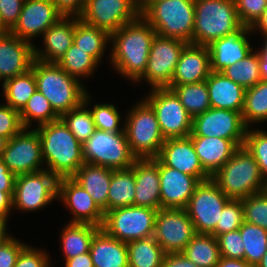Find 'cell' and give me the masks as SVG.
<instances>
[{
	"instance_id": "cell-18",
	"label": "cell",
	"mask_w": 267,
	"mask_h": 267,
	"mask_svg": "<svg viewBox=\"0 0 267 267\" xmlns=\"http://www.w3.org/2000/svg\"><path fill=\"white\" fill-rule=\"evenodd\" d=\"M57 202L69 212L70 223L92 224L102 227L104 212L90 194L72 177L60 178L57 183Z\"/></svg>"
},
{
	"instance_id": "cell-29",
	"label": "cell",
	"mask_w": 267,
	"mask_h": 267,
	"mask_svg": "<svg viewBox=\"0 0 267 267\" xmlns=\"http://www.w3.org/2000/svg\"><path fill=\"white\" fill-rule=\"evenodd\" d=\"M89 253L93 267H129L127 243L109 236L102 228L94 235Z\"/></svg>"
},
{
	"instance_id": "cell-48",
	"label": "cell",
	"mask_w": 267,
	"mask_h": 267,
	"mask_svg": "<svg viewBox=\"0 0 267 267\" xmlns=\"http://www.w3.org/2000/svg\"><path fill=\"white\" fill-rule=\"evenodd\" d=\"M50 253L45 248L26 245L20 252L14 267H54Z\"/></svg>"
},
{
	"instance_id": "cell-53",
	"label": "cell",
	"mask_w": 267,
	"mask_h": 267,
	"mask_svg": "<svg viewBox=\"0 0 267 267\" xmlns=\"http://www.w3.org/2000/svg\"><path fill=\"white\" fill-rule=\"evenodd\" d=\"M27 244L11 235L0 245V267H14L21 250Z\"/></svg>"
},
{
	"instance_id": "cell-25",
	"label": "cell",
	"mask_w": 267,
	"mask_h": 267,
	"mask_svg": "<svg viewBox=\"0 0 267 267\" xmlns=\"http://www.w3.org/2000/svg\"><path fill=\"white\" fill-rule=\"evenodd\" d=\"M73 37L74 16H63L41 36L42 46L34 45L35 59L46 63H56L71 47Z\"/></svg>"
},
{
	"instance_id": "cell-59",
	"label": "cell",
	"mask_w": 267,
	"mask_h": 267,
	"mask_svg": "<svg viewBox=\"0 0 267 267\" xmlns=\"http://www.w3.org/2000/svg\"><path fill=\"white\" fill-rule=\"evenodd\" d=\"M63 267H93L89 252L75 256L74 258L63 261Z\"/></svg>"
},
{
	"instance_id": "cell-5",
	"label": "cell",
	"mask_w": 267,
	"mask_h": 267,
	"mask_svg": "<svg viewBox=\"0 0 267 267\" xmlns=\"http://www.w3.org/2000/svg\"><path fill=\"white\" fill-rule=\"evenodd\" d=\"M230 199L242 200L267 189L259 165L249 151L240 147L211 177Z\"/></svg>"
},
{
	"instance_id": "cell-54",
	"label": "cell",
	"mask_w": 267,
	"mask_h": 267,
	"mask_svg": "<svg viewBox=\"0 0 267 267\" xmlns=\"http://www.w3.org/2000/svg\"><path fill=\"white\" fill-rule=\"evenodd\" d=\"M63 16L79 17L84 10L86 0H52Z\"/></svg>"
},
{
	"instance_id": "cell-47",
	"label": "cell",
	"mask_w": 267,
	"mask_h": 267,
	"mask_svg": "<svg viewBox=\"0 0 267 267\" xmlns=\"http://www.w3.org/2000/svg\"><path fill=\"white\" fill-rule=\"evenodd\" d=\"M244 221L267 230V190L242 199Z\"/></svg>"
},
{
	"instance_id": "cell-34",
	"label": "cell",
	"mask_w": 267,
	"mask_h": 267,
	"mask_svg": "<svg viewBox=\"0 0 267 267\" xmlns=\"http://www.w3.org/2000/svg\"><path fill=\"white\" fill-rule=\"evenodd\" d=\"M135 174L132 168L113 170L107 198V211L134 205Z\"/></svg>"
},
{
	"instance_id": "cell-43",
	"label": "cell",
	"mask_w": 267,
	"mask_h": 267,
	"mask_svg": "<svg viewBox=\"0 0 267 267\" xmlns=\"http://www.w3.org/2000/svg\"><path fill=\"white\" fill-rule=\"evenodd\" d=\"M222 73L245 89L253 87L260 80L259 55L253 49L244 59L225 68Z\"/></svg>"
},
{
	"instance_id": "cell-28",
	"label": "cell",
	"mask_w": 267,
	"mask_h": 267,
	"mask_svg": "<svg viewBox=\"0 0 267 267\" xmlns=\"http://www.w3.org/2000/svg\"><path fill=\"white\" fill-rule=\"evenodd\" d=\"M211 108L242 113L246 89L227 78L222 72L211 71L205 80Z\"/></svg>"
},
{
	"instance_id": "cell-27",
	"label": "cell",
	"mask_w": 267,
	"mask_h": 267,
	"mask_svg": "<svg viewBox=\"0 0 267 267\" xmlns=\"http://www.w3.org/2000/svg\"><path fill=\"white\" fill-rule=\"evenodd\" d=\"M203 169L212 177L240 148L234 141L219 137L189 136Z\"/></svg>"
},
{
	"instance_id": "cell-19",
	"label": "cell",
	"mask_w": 267,
	"mask_h": 267,
	"mask_svg": "<svg viewBox=\"0 0 267 267\" xmlns=\"http://www.w3.org/2000/svg\"><path fill=\"white\" fill-rule=\"evenodd\" d=\"M62 17L52 0H25L17 24L10 32L34 43Z\"/></svg>"
},
{
	"instance_id": "cell-14",
	"label": "cell",
	"mask_w": 267,
	"mask_h": 267,
	"mask_svg": "<svg viewBox=\"0 0 267 267\" xmlns=\"http://www.w3.org/2000/svg\"><path fill=\"white\" fill-rule=\"evenodd\" d=\"M229 200L230 198L211 178L201 181L186 207L196 233L211 234L220 220L223 207Z\"/></svg>"
},
{
	"instance_id": "cell-20",
	"label": "cell",
	"mask_w": 267,
	"mask_h": 267,
	"mask_svg": "<svg viewBox=\"0 0 267 267\" xmlns=\"http://www.w3.org/2000/svg\"><path fill=\"white\" fill-rule=\"evenodd\" d=\"M34 45L11 32L0 33V84L32 68Z\"/></svg>"
},
{
	"instance_id": "cell-35",
	"label": "cell",
	"mask_w": 267,
	"mask_h": 267,
	"mask_svg": "<svg viewBox=\"0 0 267 267\" xmlns=\"http://www.w3.org/2000/svg\"><path fill=\"white\" fill-rule=\"evenodd\" d=\"M241 114L247 128L267 124V81L260 80L253 87L246 89Z\"/></svg>"
},
{
	"instance_id": "cell-12",
	"label": "cell",
	"mask_w": 267,
	"mask_h": 267,
	"mask_svg": "<svg viewBox=\"0 0 267 267\" xmlns=\"http://www.w3.org/2000/svg\"><path fill=\"white\" fill-rule=\"evenodd\" d=\"M188 43L177 38L155 35L144 75L135 83H147L149 89L168 88L180 54Z\"/></svg>"
},
{
	"instance_id": "cell-3",
	"label": "cell",
	"mask_w": 267,
	"mask_h": 267,
	"mask_svg": "<svg viewBox=\"0 0 267 267\" xmlns=\"http://www.w3.org/2000/svg\"><path fill=\"white\" fill-rule=\"evenodd\" d=\"M37 90L50 102L61 117L84 102L89 92L85 83L70 76L57 63L34 60L32 64Z\"/></svg>"
},
{
	"instance_id": "cell-33",
	"label": "cell",
	"mask_w": 267,
	"mask_h": 267,
	"mask_svg": "<svg viewBox=\"0 0 267 267\" xmlns=\"http://www.w3.org/2000/svg\"><path fill=\"white\" fill-rule=\"evenodd\" d=\"M1 86L0 98L3 103L20 112L28 99L37 90L33 69L5 80ZM3 95V96H2Z\"/></svg>"
},
{
	"instance_id": "cell-7",
	"label": "cell",
	"mask_w": 267,
	"mask_h": 267,
	"mask_svg": "<svg viewBox=\"0 0 267 267\" xmlns=\"http://www.w3.org/2000/svg\"><path fill=\"white\" fill-rule=\"evenodd\" d=\"M124 110V130L137 159H155L165 142L152 107L142 98ZM128 113H127V112Z\"/></svg>"
},
{
	"instance_id": "cell-16",
	"label": "cell",
	"mask_w": 267,
	"mask_h": 267,
	"mask_svg": "<svg viewBox=\"0 0 267 267\" xmlns=\"http://www.w3.org/2000/svg\"><path fill=\"white\" fill-rule=\"evenodd\" d=\"M196 234L186 209L157 211L154 237L165 254L182 253Z\"/></svg>"
},
{
	"instance_id": "cell-6",
	"label": "cell",
	"mask_w": 267,
	"mask_h": 267,
	"mask_svg": "<svg viewBox=\"0 0 267 267\" xmlns=\"http://www.w3.org/2000/svg\"><path fill=\"white\" fill-rule=\"evenodd\" d=\"M192 44L208 46L243 27L235 0H195Z\"/></svg>"
},
{
	"instance_id": "cell-46",
	"label": "cell",
	"mask_w": 267,
	"mask_h": 267,
	"mask_svg": "<svg viewBox=\"0 0 267 267\" xmlns=\"http://www.w3.org/2000/svg\"><path fill=\"white\" fill-rule=\"evenodd\" d=\"M244 222V208L242 200L230 199L222 209L221 217L211 233L214 237L229 231L238 230Z\"/></svg>"
},
{
	"instance_id": "cell-22",
	"label": "cell",
	"mask_w": 267,
	"mask_h": 267,
	"mask_svg": "<svg viewBox=\"0 0 267 267\" xmlns=\"http://www.w3.org/2000/svg\"><path fill=\"white\" fill-rule=\"evenodd\" d=\"M254 35L250 28L243 26L235 33L211 42L207 47L210 53L211 71L222 72L225 68L244 59L252 50Z\"/></svg>"
},
{
	"instance_id": "cell-13",
	"label": "cell",
	"mask_w": 267,
	"mask_h": 267,
	"mask_svg": "<svg viewBox=\"0 0 267 267\" xmlns=\"http://www.w3.org/2000/svg\"><path fill=\"white\" fill-rule=\"evenodd\" d=\"M141 16V0H86L79 18L110 35Z\"/></svg>"
},
{
	"instance_id": "cell-2",
	"label": "cell",
	"mask_w": 267,
	"mask_h": 267,
	"mask_svg": "<svg viewBox=\"0 0 267 267\" xmlns=\"http://www.w3.org/2000/svg\"><path fill=\"white\" fill-rule=\"evenodd\" d=\"M35 129L39 133L45 169L57 179L72 177L85 163L82 143L61 118Z\"/></svg>"
},
{
	"instance_id": "cell-21",
	"label": "cell",
	"mask_w": 267,
	"mask_h": 267,
	"mask_svg": "<svg viewBox=\"0 0 267 267\" xmlns=\"http://www.w3.org/2000/svg\"><path fill=\"white\" fill-rule=\"evenodd\" d=\"M160 201L163 209H186L200 181L159 160Z\"/></svg>"
},
{
	"instance_id": "cell-42",
	"label": "cell",
	"mask_w": 267,
	"mask_h": 267,
	"mask_svg": "<svg viewBox=\"0 0 267 267\" xmlns=\"http://www.w3.org/2000/svg\"><path fill=\"white\" fill-rule=\"evenodd\" d=\"M239 231L244 244V260L257 266L267 252V230L244 221Z\"/></svg>"
},
{
	"instance_id": "cell-44",
	"label": "cell",
	"mask_w": 267,
	"mask_h": 267,
	"mask_svg": "<svg viewBox=\"0 0 267 267\" xmlns=\"http://www.w3.org/2000/svg\"><path fill=\"white\" fill-rule=\"evenodd\" d=\"M82 144L97 130L89 107L83 102L60 117Z\"/></svg>"
},
{
	"instance_id": "cell-24",
	"label": "cell",
	"mask_w": 267,
	"mask_h": 267,
	"mask_svg": "<svg viewBox=\"0 0 267 267\" xmlns=\"http://www.w3.org/2000/svg\"><path fill=\"white\" fill-rule=\"evenodd\" d=\"M210 73L211 61L208 47L188 43L180 54L169 86L203 82Z\"/></svg>"
},
{
	"instance_id": "cell-45",
	"label": "cell",
	"mask_w": 267,
	"mask_h": 267,
	"mask_svg": "<svg viewBox=\"0 0 267 267\" xmlns=\"http://www.w3.org/2000/svg\"><path fill=\"white\" fill-rule=\"evenodd\" d=\"M244 147L254 157L260 172L267 182V131L262 127L248 128Z\"/></svg>"
},
{
	"instance_id": "cell-26",
	"label": "cell",
	"mask_w": 267,
	"mask_h": 267,
	"mask_svg": "<svg viewBox=\"0 0 267 267\" xmlns=\"http://www.w3.org/2000/svg\"><path fill=\"white\" fill-rule=\"evenodd\" d=\"M135 174V206L161 209L159 159H137L131 166Z\"/></svg>"
},
{
	"instance_id": "cell-57",
	"label": "cell",
	"mask_w": 267,
	"mask_h": 267,
	"mask_svg": "<svg viewBox=\"0 0 267 267\" xmlns=\"http://www.w3.org/2000/svg\"><path fill=\"white\" fill-rule=\"evenodd\" d=\"M16 176L8 169L0 159V191L14 192V183Z\"/></svg>"
},
{
	"instance_id": "cell-51",
	"label": "cell",
	"mask_w": 267,
	"mask_h": 267,
	"mask_svg": "<svg viewBox=\"0 0 267 267\" xmlns=\"http://www.w3.org/2000/svg\"><path fill=\"white\" fill-rule=\"evenodd\" d=\"M23 129L20 114L5 103H0V135L7 140Z\"/></svg>"
},
{
	"instance_id": "cell-50",
	"label": "cell",
	"mask_w": 267,
	"mask_h": 267,
	"mask_svg": "<svg viewBox=\"0 0 267 267\" xmlns=\"http://www.w3.org/2000/svg\"><path fill=\"white\" fill-rule=\"evenodd\" d=\"M221 257L244 259V244L239 229L217 237Z\"/></svg>"
},
{
	"instance_id": "cell-62",
	"label": "cell",
	"mask_w": 267,
	"mask_h": 267,
	"mask_svg": "<svg viewBox=\"0 0 267 267\" xmlns=\"http://www.w3.org/2000/svg\"><path fill=\"white\" fill-rule=\"evenodd\" d=\"M8 224L9 222L0 220V245L13 234L9 232L10 230L8 229Z\"/></svg>"
},
{
	"instance_id": "cell-4",
	"label": "cell",
	"mask_w": 267,
	"mask_h": 267,
	"mask_svg": "<svg viewBox=\"0 0 267 267\" xmlns=\"http://www.w3.org/2000/svg\"><path fill=\"white\" fill-rule=\"evenodd\" d=\"M141 16L157 35L192 44L195 0H141Z\"/></svg>"
},
{
	"instance_id": "cell-39",
	"label": "cell",
	"mask_w": 267,
	"mask_h": 267,
	"mask_svg": "<svg viewBox=\"0 0 267 267\" xmlns=\"http://www.w3.org/2000/svg\"><path fill=\"white\" fill-rule=\"evenodd\" d=\"M19 114L23 128L35 129L40 125L60 119V116L54 111L49 100L38 90L28 99L25 107Z\"/></svg>"
},
{
	"instance_id": "cell-9",
	"label": "cell",
	"mask_w": 267,
	"mask_h": 267,
	"mask_svg": "<svg viewBox=\"0 0 267 267\" xmlns=\"http://www.w3.org/2000/svg\"><path fill=\"white\" fill-rule=\"evenodd\" d=\"M156 209L126 206L107 211L102 229L124 243L154 236Z\"/></svg>"
},
{
	"instance_id": "cell-63",
	"label": "cell",
	"mask_w": 267,
	"mask_h": 267,
	"mask_svg": "<svg viewBox=\"0 0 267 267\" xmlns=\"http://www.w3.org/2000/svg\"><path fill=\"white\" fill-rule=\"evenodd\" d=\"M6 142H7V139L0 135V159L2 157Z\"/></svg>"
},
{
	"instance_id": "cell-55",
	"label": "cell",
	"mask_w": 267,
	"mask_h": 267,
	"mask_svg": "<svg viewBox=\"0 0 267 267\" xmlns=\"http://www.w3.org/2000/svg\"><path fill=\"white\" fill-rule=\"evenodd\" d=\"M161 267H198L191 262L183 253L165 254Z\"/></svg>"
},
{
	"instance_id": "cell-31",
	"label": "cell",
	"mask_w": 267,
	"mask_h": 267,
	"mask_svg": "<svg viewBox=\"0 0 267 267\" xmlns=\"http://www.w3.org/2000/svg\"><path fill=\"white\" fill-rule=\"evenodd\" d=\"M73 43L83 51H87L100 64L103 63L102 61L106 55L108 56L106 62H110L108 61L110 60V54L106 51L109 50L110 53L111 35L103 29L88 25L75 16Z\"/></svg>"
},
{
	"instance_id": "cell-32",
	"label": "cell",
	"mask_w": 267,
	"mask_h": 267,
	"mask_svg": "<svg viewBox=\"0 0 267 267\" xmlns=\"http://www.w3.org/2000/svg\"><path fill=\"white\" fill-rule=\"evenodd\" d=\"M62 227L58 235L64 261L89 252L94 235L101 229L92 224L70 222Z\"/></svg>"
},
{
	"instance_id": "cell-17",
	"label": "cell",
	"mask_w": 267,
	"mask_h": 267,
	"mask_svg": "<svg viewBox=\"0 0 267 267\" xmlns=\"http://www.w3.org/2000/svg\"><path fill=\"white\" fill-rule=\"evenodd\" d=\"M247 129L240 112L210 108L193 118L192 133L189 136L230 139L243 147Z\"/></svg>"
},
{
	"instance_id": "cell-49",
	"label": "cell",
	"mask_w": 267,
	"mask_h": 267,
	"mask_svg": "<svg viewBox=\"0 0 267 267\" xmlns=\"http://www.w3.org/2000/svg\"><path fill=\"white\" fill-rule=\"evenodd\" d=\"M237 14L243 26L251 28L267 8V0H235Z\"/></svg>"
},
{
	"instance_id": "cell-40",
	"label": "cell",
	"mask_w": 267,
	"mask_h": 267,
	"mask_svg": "<svg viewBox=\"0 0 267 267\" xmlns=\"http://www.w3.org/2000/svg\"><path fill=\"white\" fill-rule=\"evenodd\" d=\"M93 96L88 92L85 95L84 103L89 107L97 130L107 132H125V118L122 117L117 105L103 101L94 103ZM94 103V104H93Z\"/></svg>"
},
{
	"instance_id": "cell-23",
	"label": "cell",
	"mask_w": 267,
	"mask_h": 267,
	"mask_svg": "<svg viewBox=\"0 0 267 267\" xmlns=\"http://www.w3.org/2000/svg\"><path fill=\"white\" fill-rule=\"evenodd\" d=\"M157 158L165 166L195 176L200 182L211 178L203 169L189 136L166 139Z\"/></svg>"
},
{
	"instance_id": "cell-38",
	"label": "cell",
	"mask_w": 267,
	"mask_h": 267,
	"mask_svg": "<svg viewBox=\"0 0 267 267\" xmlns=\"http://www.w3.org/2000/svg\"><path fill=\"white\" fill-rule=\"evenodd\" d=\"M129 267H161L165 252L154 236L127 243Z\"/></svg>"
},
{
	"instance_id": "cell-60",
	"label": "cell",
	"mask_w": 267,
	"mask_h": 267,
	"mask_svg": "<svg viewBox=\"0 0 267 267\" xmlns=\"http://www.w3.org/2000/svg\"><path fill=\"white\" fill-rule=\"evenodd\" d=\"M215 267H256L255 265L249 264L244 259H234L221 257L220 261Z\"/></svg>"
},
{
	"instance_id": "cell-58",
	"label": "cell",
	"mask_w": 267,
	"mask_h": 267,
	"mask_svg": "<svg viewBox=\"0 0 267 267\" xmlns=\"http://www.w3.org/2000/svg\"><path fill=\"white\" fill-rule=\"evenodd\" d=\"M13 194L14 192L0 191V220L10 222L11 214L13 213ZM10 216V218H9Z\"/></svg>"
},
{
	"instance_id": "cell-15",
	"label": "cell",
	"mask_w": 267,
	"mask_h": 267,
	"mask_svg": "<svg viewBox=\"0 0 267 267\" xmlns=\"http://www.w3.org/2000/svg\"><path fill=\"white\" fill-rule=\"evenodd\" d=\"M1 160L15 176L44 170L38 131L23 128L7 140Z\"/></svg>"
},
{
	"instance_id": "cell-11",
	"label": "cell",
	"mask_w": 267,
	"mask_h": 267,
	"mask_svg": "<svg viewBox=\"0 0 267 267\" xmlns=\"http://www.w3.org/2000/svg\"><path fill=\"white\" fill-rule=\"evenodd\" d=\"M58 179L44 169L17 175L14 183L13 211L36 213L57 201Z\"/></svg>"
},
{
	"instance_id": "cell-37",
	"label": "cell",
	"mask_w": 267,
	"mask_h": 267,
	"mask_svg": "<svg viewBox=\"0 0 267 267\" xmlns=\"http://www.w3.org/2000/svg\"><path fill=\"white\" fill-rule=\"evenodd\" d=\"M198 267H215L221 258L217 238L211 234H196L182 252Z\"/></svg>"
},
{
	"instance_id": "cell-30",
	"label": "cell",
	"mask_w": 267,
	"mask_h": 267,
	"mask_svg": "<svg viewBox=\"0 0 267 267\" xmlns=\"http://www.w3.org/2000/svg\"><path fill=\"white\" fill-rule=\"evenodd\" d=\"M114 169L84 163L72 178L92 197L93 201L104 212H107V198Z\"/></svg>"
},
{
	"instance_id": "cell-1",
	"label": "cell",
	"mask_w": 267,
	"mask_h": 267,
	"mask_svg": "<svg viewBox=\"0 0 267 267\" xmlns=\"http://www.w3.org/2000/svg\"><path fill=\"white\" fill-rule=\"evenodd\" d=\"M155 35L153 27L142 16L112 33L109 65L113 72L135 84L146 71Z\"/></svg>"
},
{
	"instance_id": "cell-10",
	"label": "cell",
	"mask_w": 267,
	"mask_h": 267,
	"mask_svg": "<svg viewBox=\"0 0 267 267\" xmlns=\"http://www.w3.org/2000/svg\"><path fill=\"white\" fill-rule=\"evenodd\" d=\"M142 98L152 107L160 131L166 139L184 138L192 133L193 118L169 88L148 89Z\"/></svg>"
},
{
	"instance_id": "cell-64",
	"label": "cell",
	"mask_w": 267,
	"mask_h": 267,
	"mask_svg": "<svg viewBox=\"0 0 267 267\" xmlns=\"http://www.w3.org/2000/svg\"><path fill=\"white\" fill-rule=\"evenodd\" d=\"M256 267H267V252L263 255L261 261L257 264Z\"/></svg>"
},
{
	"instance_id": "cell-8",
	"label": "cell",
	"mask_w": 267,
	"mask_h": 267,
	"mask_svg": "<svg viewBox=\"0 0 267 267\" xmlns=\"http://www.w3.org/2000/svg\"><path fill=\"white\" fill-rule=\"evenodd\" d=\"M85 163L114 170L128 169L137 158L133 155L125 132L96 130L82 144Z\"/></svg>"
},
{
	"instance_id": "cell-41",
	"label": "cell",
	"mask_w": 267,
	"mask_h": 267,
	"mask_svg": "<svg viewBox=\"0 0 267 267\" xmlns=\"http://www.w3.org/2000/svg\"><path fill=\"white\" fill-rule=\"evenodd\" d=\"M179 97L181 104L192 118L211 108L206 81L169 86Z\"/></svg>"
},
{
	"instance_id": "cell-36",
	"label": "cell",
	"mask_w": 267,
	"mask_h": 267,
	"mask_svg": "<svg viewBox=\"0 0 267 267\" xmlns=\"http://www.w3.org/2000/svg\"><path fill=\"white\" fill-rule=\"evenodd\" d=\"M56 63L70 76L81 82L95 76V72L100 66V63L94 57L87 51L78 48L74 43Z\"/></svg>"
},
{
	"instance_id": "cell-56",
	"label": "cell",
	"mask_w": 267,
	"mask_h": 267,
	"mask_svg": "<svg viewBox=\"0 0 267 267\" xmlns=\"http://www.w3.org/2000/svg\"><path fill=\"white\" fill-rule=\"evenodd\" d=\"M253 35H254L255 39H256L257 35H258V37L260 36L261 41H262V46L256 45V46H258V48L256 47L254 49H257L256 51L259 55V68H260L261 80L267 81V34H253ZM259 46H260V48H259Z\"/></svg>"
},
{
	"instance_id": "cell-61",
	"label": "cell",
	"mask_w": 267,
	"mask_h": 267,
	"mask_svg": "<svg viewBox=\"0 0 267 267\" xmlns=\"http://www.w3.org/2000/svg\"><path fill=\"white\" fill-rule=\"evenodd\" d=\"M250 29L252 34H267V8Z\"/></svg>"
},
{
	"instance_id": "cell-52",
	"label": "cell",
	"mask_w": 267,
	"mask_h": 267,
	"mask_svg": "<svg viewBox=\"0 0 267 267\" xmlns=\"http://www.w3.org/2000/svg\"><path fill=\"white\" fill-rule=\"evenodd\" d=\"M25 0H0V27L10 32L17 24Z\"/></svg>"
}]
</instances>
